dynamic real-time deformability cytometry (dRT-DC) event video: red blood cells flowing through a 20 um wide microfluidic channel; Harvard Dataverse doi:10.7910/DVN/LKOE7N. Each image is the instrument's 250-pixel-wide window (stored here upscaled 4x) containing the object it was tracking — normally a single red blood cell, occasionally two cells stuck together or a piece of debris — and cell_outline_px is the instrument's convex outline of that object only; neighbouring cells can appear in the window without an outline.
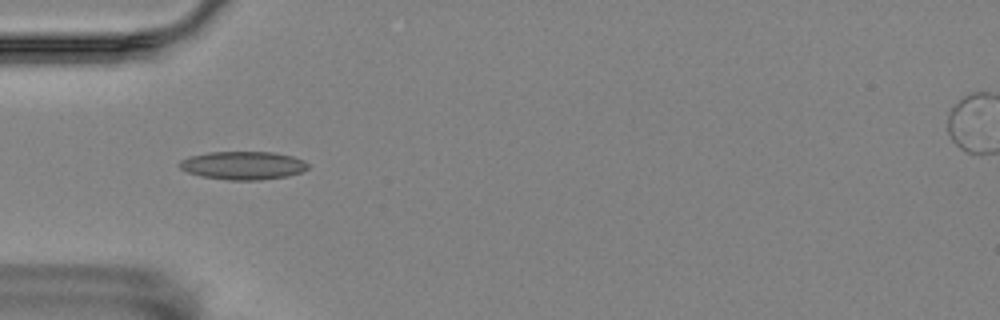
{"species": "Egyptian fruit bat (a non-hibernating species)", "species_latin": "Rousettus aegyptiacus", "temperature_condition": "room temperature", "stored_images_in_passage": 44, "camera_frame_rate_fps": 3000, "um_per_image_px": 0.085, "animal": {"sex": "female"}, "frame": {"image": 1, "passage_image": 5, "time_ms": 1.333, "image_size_px": [1000, 320], "cell_outline_px": [[308, 168], [300, 172], [288, 176], [260, 180], [228, 180], [200, 176], [188, 172], [180, 168], [176, 164], [180, 160], [188, 156], [208, 152], [276, 152], [292, 156], [304, 160], [308, 164]], "centroid_in_image_um": [20.63, 14.06], "position_along_channel_um": 64.4, "area_um2": 21.33}}
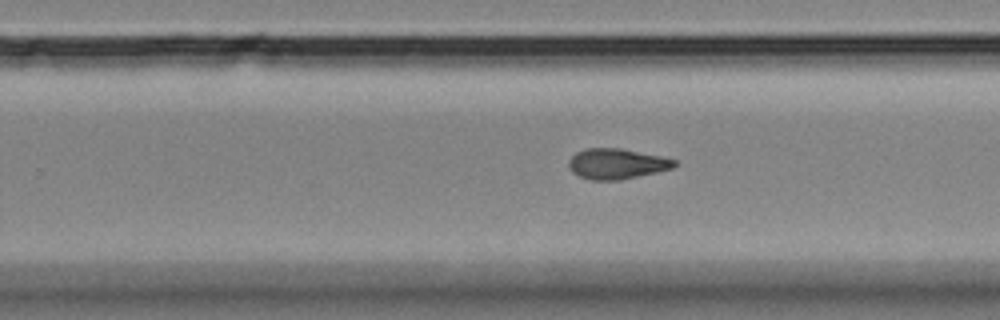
{"frame": {"image": 2, "passage_image": 23, "time_ms": 7.333, "image_size_px": [1000, 320], "cell_outline_px": [[680, 164], [672, 168], [656, 172], [620, 180], [588, 180], [572, 172], [568, 168], [568, 160], [576, 152], [584, 148], [620, 148], [660, 156], [676, 160]], "centroid_in_image_um": [52.4, 13.92], "position_along_channel_um": 277.4, "area_um2": 18.84}}
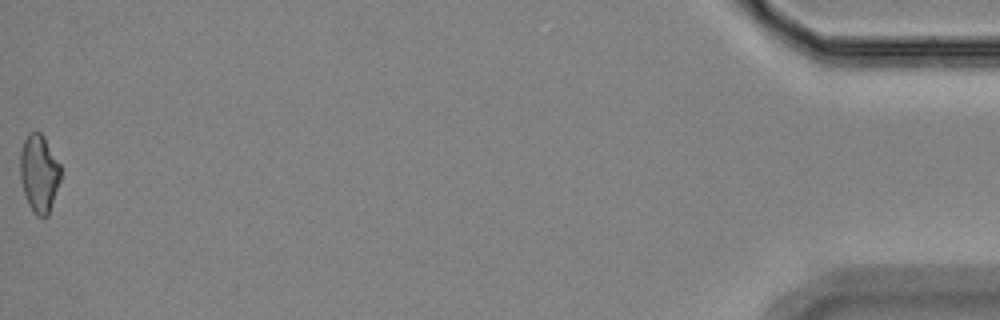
{"frame": {"image": 3, "passage_image": 44, "time_ms": 14.333, "image_size_px": [1000, 320], "cell_outline_px": [[60, 180], [48, 216], [36, 216], [28, 204], [20, 180], [20, 152], [24, 140], [28, 132], [40, 132], [44, 136], [60, 164]], "centroid_in_image_um": [3.31, 14.72], "position_along_channel_um": 431.9, "area_um2": 18.32}, "authors_computed_cell_mechanics": {"area_um2": 18.7272, "velocity_mm_per_s": 3.5554, "shape_relaxation_time_tau1_ms": null, "shape_relaxation_time_tau2_ms": 3.536, "deformation_change_tau1": null, "deformation_change_tau2": 0.1028}}